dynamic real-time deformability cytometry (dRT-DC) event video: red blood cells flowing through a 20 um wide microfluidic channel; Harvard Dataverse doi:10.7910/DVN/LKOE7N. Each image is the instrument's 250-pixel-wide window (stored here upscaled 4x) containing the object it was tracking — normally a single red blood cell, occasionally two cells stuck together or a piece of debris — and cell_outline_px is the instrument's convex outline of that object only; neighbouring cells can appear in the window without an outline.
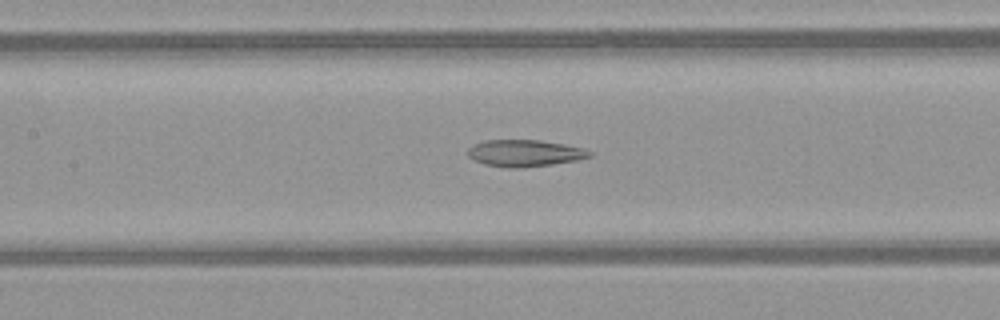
{"species": "common noctule bat (a hibernating species)", "species_latin": "Nyctalus noctula", "temperature_condition": "warm", "stored_images_in_passage": 52, "camera_frame_rate_fps": 3000, "um_per_image_px": 0.085, "animal": {"sex": "female", "body_mass_g": 21.9}, "frame": {"image": 1, "passage_image": 25, "time_ms": 8.0, "image_size_px": [1000, 320], "cell_outline_px": [[592, 156], [576, 160], [552, 164], [520, 168], [508, 168], [484, 164], [468, 156], [468, 148], [484, 140], [540, 140], [564, 144], [584, 148], [592, 152]], "centroid_in_image_um": [44.62, 13.02], "position_along_channel_um": 162.8, "area_um2": 18.9}}
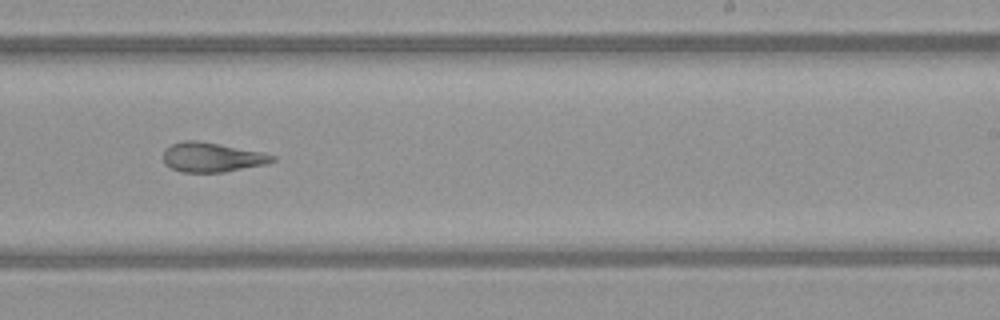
{"frame": {"image": 2, "passage_image": 33, "time_ms": 10.667, "image_size_px": [1000, 320], "cell_outline_px": [[276, 160], [268, 164], [224, 172], [184, 172], [172, 168], [164, 164], [164, 152], [172, 144], [184, 140], [196, 140], [220, 144], [264, 152], [276, 156]], "centroid_in_image_um": [18.07, 13.37], "position_along_channel_um": 270.9, "area_um2": 18.79}}
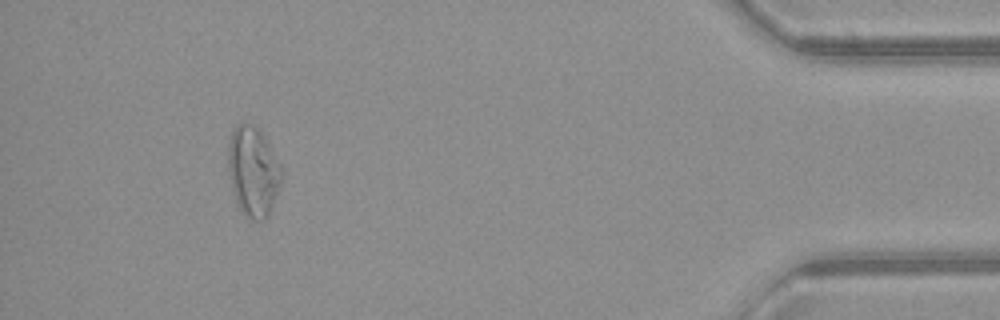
{"frame": {"image": 3, "passage_image": 48, "time_ms": 15.667, "image_size_px": [1000, 320], "cell_outline_px": [[280, 184], [272, 208], [268, 216], [264, 220], [252, 220], [244, 216], [240, 212], [232, 188], [228, 172], [228, 144], [232, 128], [240, 120], [244, 120], [256, 124], [264, 136], [280, 164]], "centroid_in_image_um": [21.48, 14.52], "position_along_channel_um": 413.7, "area_um2": 28.38}, "authors_computed_cell_mechanics": {"area_um2": 24.7095, "velocity_mm_per_s": 4.0757, "shape_relaxation_time_tau1_ms": null, "shape_relaxation_time_tau2_ms": 3.4167, "deformation_change_tau1": null, "deformation_change_tau2": 0.1326}}